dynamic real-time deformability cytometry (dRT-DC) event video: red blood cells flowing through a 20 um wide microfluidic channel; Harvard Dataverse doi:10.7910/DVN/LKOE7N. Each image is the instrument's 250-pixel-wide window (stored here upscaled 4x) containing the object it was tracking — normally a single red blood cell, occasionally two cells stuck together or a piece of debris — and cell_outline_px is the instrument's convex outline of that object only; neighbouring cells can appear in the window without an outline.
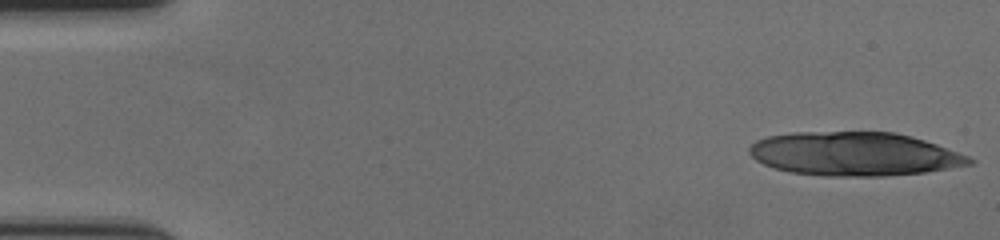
{"species": "human", "species_latin": "Homo sapiens", "temperature_condition": "cold", "stored_images_in_passage": 55, "segment_of_instrument_passage": [1, 2], "camera_frame_rate_fps": 3000, "um_per_image_px": 0.085, "donor": {"sex": "female"}, "frame": {"image": 1, "passage_image": 1, "time_ms": 0.0, "image_size_px": [1000, 240], "cell_outline_px": [[976, 160], [972, 164], [924, 172], [888, 176], [824, 176], [792, 172], [776, 168], [764, 164], [756, 160], [748, 152], [748, 148], [756, 140], [768, 136], [796, 132], [892, 132], [912, 136], [936, 144], [968, 156]], "centroid_in_image_um": [72.61, 13.09], "position_along_channel_um": 12.4, "area_um2": 55.83}}